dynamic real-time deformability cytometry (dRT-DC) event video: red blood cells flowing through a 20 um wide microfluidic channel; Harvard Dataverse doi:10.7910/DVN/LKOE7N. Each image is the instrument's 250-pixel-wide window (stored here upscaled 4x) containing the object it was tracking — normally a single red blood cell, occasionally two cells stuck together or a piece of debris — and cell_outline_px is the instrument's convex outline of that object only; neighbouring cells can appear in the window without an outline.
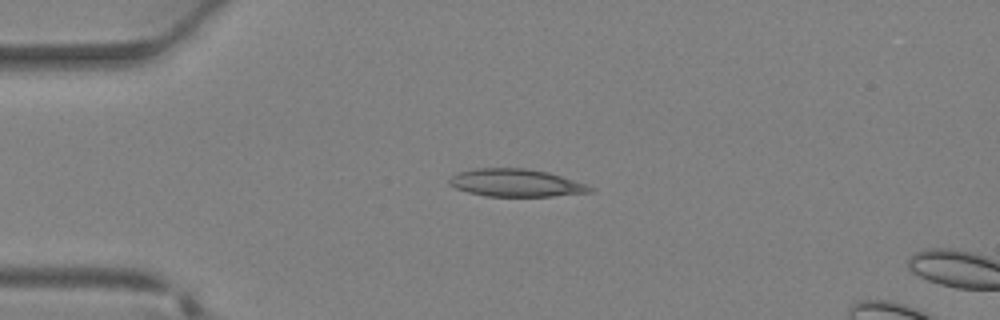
{"species": "Egyptian fruit bat (a non-hibernating species)", "species_latin": "Rousettus aegyptiacus", "temperature_condition": "warm", "stored_images_in_passage": 4, "camera_frame_rate_fps": 3000, "um_per_image_px": 0.085, "animal": {"sex": "female"}, "frame": {"image": 1, "passage_image": 1, "time_ms": 0.0, "image_size_px": [1000, 320], "cell_outline_px": [[596, 192], [552, 196], [484, 196], [468, 192], [456, 188], [448, 184], [448, 180], [456, 172], [476, 168], [524, 168], [548, 172], [596, 188]], "centroid_in_image_um": [43.84, 15.55], "position_along_channel_um": 41.2, "area_um2": 22.72}}